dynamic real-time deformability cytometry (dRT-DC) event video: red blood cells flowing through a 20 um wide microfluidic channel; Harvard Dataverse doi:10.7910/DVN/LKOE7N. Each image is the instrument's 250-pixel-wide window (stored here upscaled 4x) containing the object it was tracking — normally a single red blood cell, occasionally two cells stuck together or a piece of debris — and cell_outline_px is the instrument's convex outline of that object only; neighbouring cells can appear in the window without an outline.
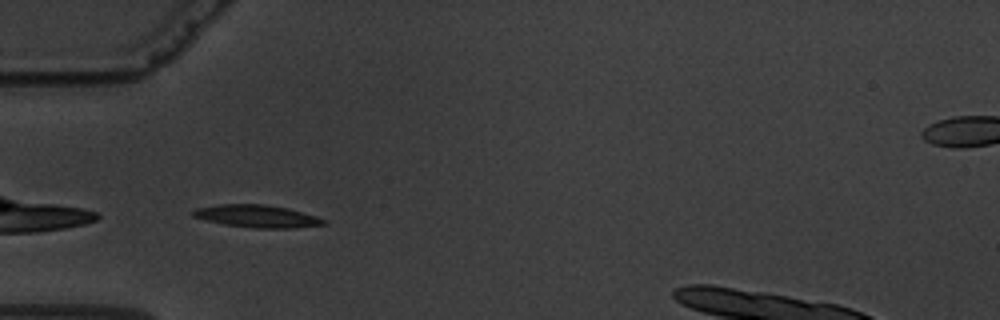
{"species": "common noctule bat (a hibernating species)", "species_latin": "Nyctalus noctula", "temperature_condition": "warm", "stored_images_in_passage": 40, "camera_frame_rate_fps": 3000, "um_per_image_px": 0.085, "animal": {"sex": "male", "body_mass_g": 19.5, "forearm_length_mm": 54.6}, "frame": {"image": 1, "passage_image": 1, "time_ms": 0.0, "image_size_px": [1000, 320], "cell_outline_px": [[328, 224], [296, 228], [252, 228], [224, 224], [192, 216], [192, 212], [196, 208], [220, 204], [264, 204], [288, 208], [316, 216], [328, 220]], "centroid_in_image_um": [21.91, 18.38], "position_along_channel_um": 63.1, "area_um2": 17.17}, "authors_computed_cell_mechanics": {"area_um2": 16.8487, "velocity_mm_per_s": 3.3682, "shape_relaxation_time_tau1_ms": 3.3706, "shape_relaxation_time_tau2_ms": 2.9652, "deformation_change_tau1": 0.1316, "deformation_change_tau2": 0.0947}}